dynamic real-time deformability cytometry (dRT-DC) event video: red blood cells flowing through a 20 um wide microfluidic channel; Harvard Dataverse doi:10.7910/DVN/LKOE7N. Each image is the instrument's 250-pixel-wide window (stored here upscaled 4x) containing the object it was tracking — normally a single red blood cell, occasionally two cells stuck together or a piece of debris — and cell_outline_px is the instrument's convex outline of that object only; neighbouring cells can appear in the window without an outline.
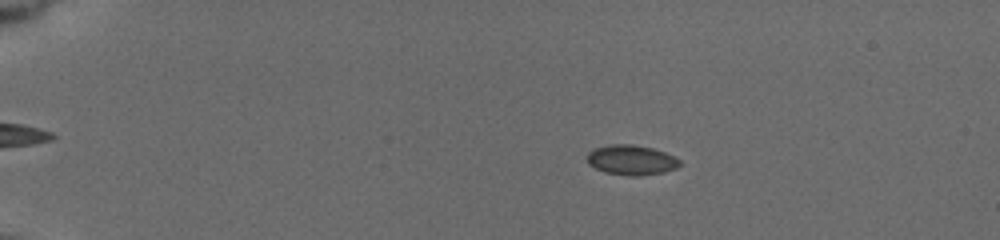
{"species": "common noctule bat (a hibernating species)", "species_latin": "Nyctalus noctula", "temperature_condition": "cold", "stored_images_in_passage": 56, "camera_frame_rate_fps": 3000, "um_per_image_px": 0.085, "animal": {"sex": "female", "body_mass_g": 19.5, "forearm_length_mm": 54.1}, "frame": {"image": 1, "passage_image": 18, "time_ms": 4.0, "image_size_px": [1000, 240], "cell_outline_px": [[680, 164], [676, 168], [660, 172], [640, 176], [632, 176], [608, 172], [596, 168], [588, 164], [588, 152], [596, 148], [612, 144], [632, 144], [652, 148], [664, 152], [680, 160]], "centroid_in_image_um": [53.66, 13.59], "position_along_channel_um": 31.3, "area_um2": 15.78}}
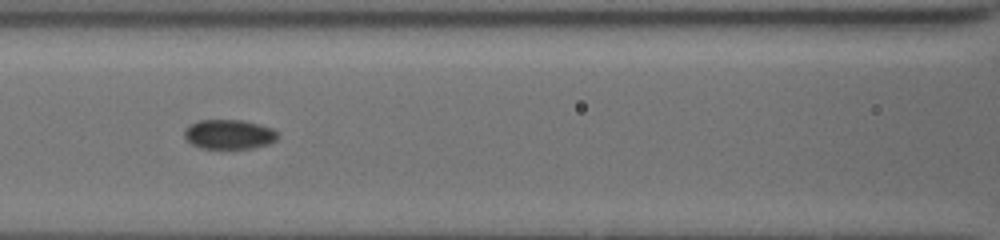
{"frame": {"image": 2, "passage_image": 38, "time_ms": 9.333, "image_size_px": [1000, 240], "cell_outline_px": [[280, 132], [276, 140], [268, 144], [252, 148], [200, 148], [192, 144], [184, 136], [184, 128], [188, 124], [200, 120], [240, 120], [272, 128]], "centroid_in_image_um": [19.46, 11.41], "position_along_channel_um": 147.1, "area_um2": 16.07}}
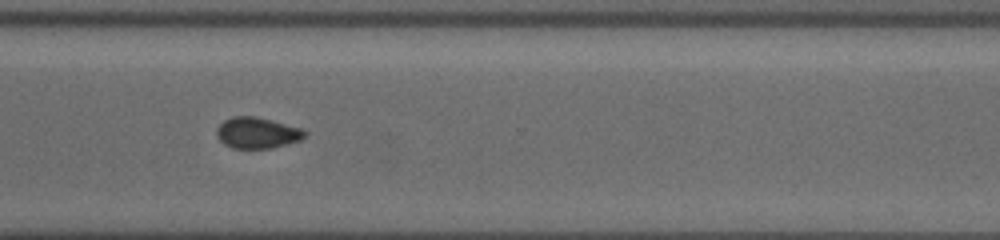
{"frame": {"image": 3, "passage_image": 55, "time_ms": 14.667, "image_size_px": [1000, 240], "cell_outline_px": [[308, 132], [300, 140], [288, 144], [272, 148], [232, 148], [224, 144], [216, 136], [216, 128], [224, 120], [232, 116], [256, 116], [300, 128]], "centroid_in_image_um": [21.83, 11.29], "position_along_channel_um": 348.8, "area_um2": 15.95}}